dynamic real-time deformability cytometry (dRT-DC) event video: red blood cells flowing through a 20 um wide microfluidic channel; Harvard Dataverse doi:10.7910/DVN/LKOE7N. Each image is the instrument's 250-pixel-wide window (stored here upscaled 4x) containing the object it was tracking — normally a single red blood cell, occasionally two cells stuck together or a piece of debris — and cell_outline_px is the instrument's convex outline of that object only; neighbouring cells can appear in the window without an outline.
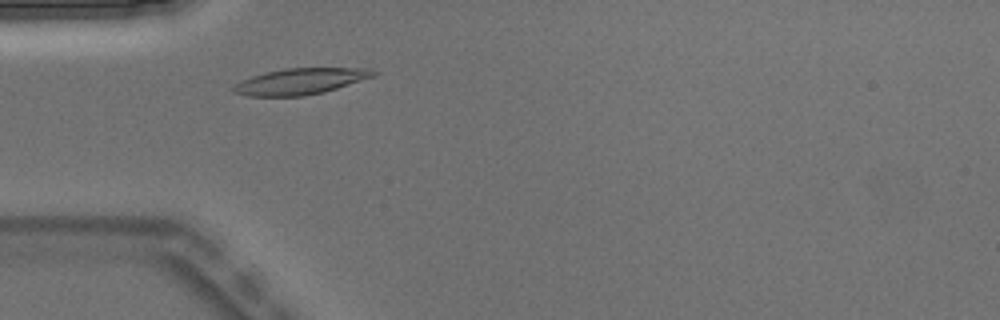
{"species": "Egyptian fruit bat (a non-hibernating species)", "species_latin": "Rousettus aegyptiacus", "temperature_condition": "warm", "stored_images_in_passage": 1, "camera_frame_rate_fps": 3000, "um_per_image_px": 0.085, "animal": {"sex": "male"}, "frame": {"image": 1, "passage_image": 1, "time_ms": 0.0, "image_size_px": [1000, 320], "cell_outline_px": [[380, 72], [376, 76], [324, 92], [304, 96], [248, 96], [232, 92], [232, 88], [240, 80], [264, 72], [288, 68], [372, 68]], "centroid_in_image_um": [25.57, 6.91], "position_along_channel_um": 59.4, "area_um2": 21.5}}